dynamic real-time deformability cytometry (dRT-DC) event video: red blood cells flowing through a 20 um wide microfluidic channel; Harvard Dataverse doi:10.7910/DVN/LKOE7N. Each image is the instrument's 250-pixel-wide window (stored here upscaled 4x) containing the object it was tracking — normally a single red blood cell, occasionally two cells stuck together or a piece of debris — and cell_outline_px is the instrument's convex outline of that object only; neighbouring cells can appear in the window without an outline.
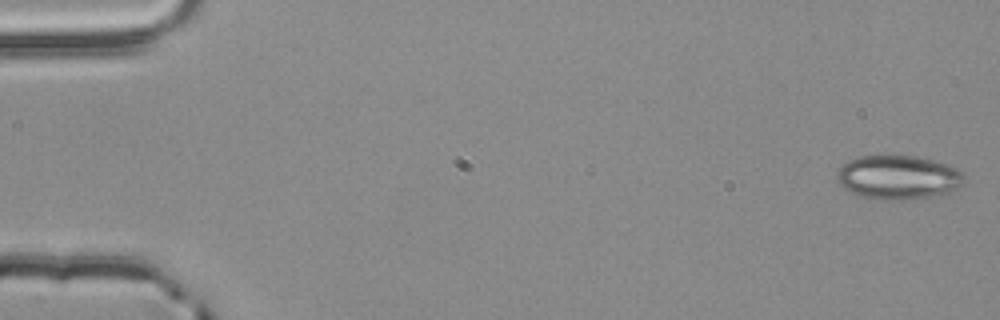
{"species": "common noctule bat (a hibernating species)", "species_latin": "Nyctalus noctula", "temperature_condition": "room temperature", "stored_images_in_passage": 3, "camera_frame_rate_fps": 3000, "um_per_image_px": 0.085, "animal": {"sex": "male", "body_mass_g": 20.4}, "frame": {"image": 1, "passage_image": 1, "time_ms": 0.0, "image_size_px": [1000, 320], "cell_outline_px": [[964, 184], [960, 188], [952, 192], [932, 196], [904, 200], [884, 200], [856, 196], [840, 184], [836, 180], [836, 172], [848, 160], [856, 156], [916, 156], [936, 160], [956, 168], [964, 172]], "centroid_in_image_um": [76.37, 15.08], "position_along_channel_um": 8.6, "area_um2": 33.12}}